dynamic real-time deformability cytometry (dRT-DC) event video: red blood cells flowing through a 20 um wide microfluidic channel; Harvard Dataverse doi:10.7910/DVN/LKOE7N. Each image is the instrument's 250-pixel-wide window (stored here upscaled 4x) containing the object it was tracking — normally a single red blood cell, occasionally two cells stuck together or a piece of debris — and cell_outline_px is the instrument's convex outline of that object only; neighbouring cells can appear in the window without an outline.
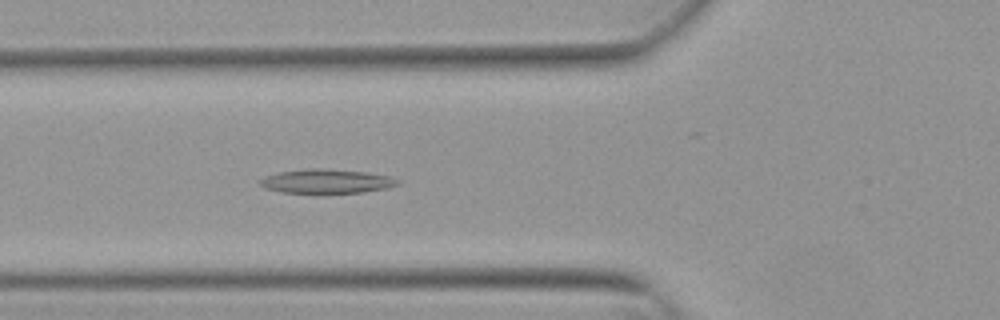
{"species": "Egyptian fruit bat (a non-hibernating species)", "species_latin": "Rousettus aegyptiacus", "temperature_condition": "warm", "stored_images_in_passage": 39, "camera_frame_rate_fps": 3000, "um_per_image_px": 0.085, "animal": {"sex": "female"}, "frame": {"image": 1, "passage_image": 5, "time_ms": 1.333, "image_size_px": [1000, 320], "cell_outline_px": [[400, 184], [388, 188], [364, 192], [280, 192], [264, 188], [260, 184], [260, 180], [264, 176], [280, 172], [304, 168], [324, 168], [364, 172], [392, 176]], "centroid_in_image_um": [27.75, 15.39], "position_along_channel_um": 98.1, "area_um2": 19.19}}
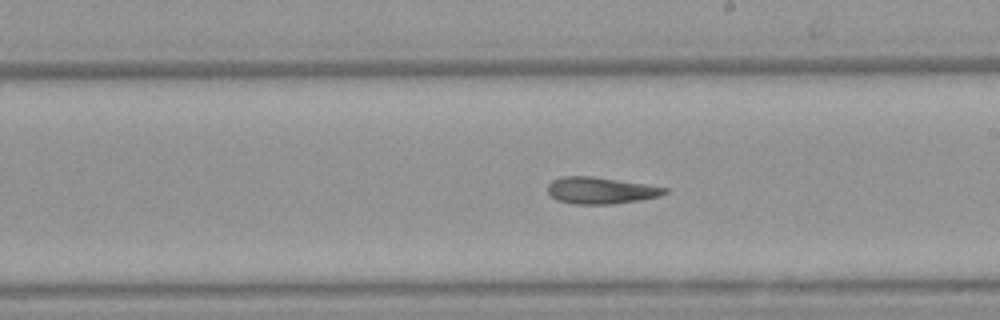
{"frame": {"image": 2, "passage_image": 16, "time_ms": 5.0, "image_size_px": [1000, 320], "cell_outline_px": [[668, 192], [660, 196], [640, 200], [612, 204], [572, 204], [556, 200], [548, 192], [548, 184], [552, 180], [564, 176], [592, 176], [644, 184], [668, 188]], "centroid_in_image_um": [51.04, 16.19], "position_along_channel_um": 238.0, "area_um2": 18.15}}
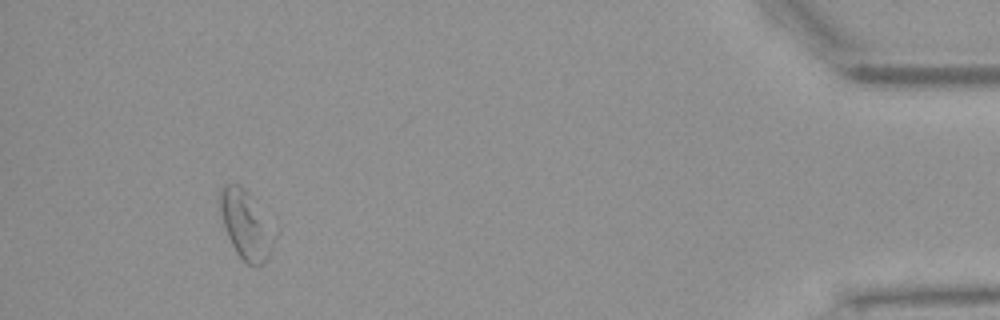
{"frame": {"image": 3, "passage_image": 35, "time_ms": 11.333, "image_size_px": [1000, 320], "cell_outline_px": [[276, 236], [268, 256], [264, 264], [248, 264], [236, 252], [228, 236], [216, 200], [220, 188], [224, 184], [236, 184], [244, 188], [248, 192], [276, 232]], "centroid_in_image_um": [20.87, 19.06], "position_along_channel_um": 414.3, "area_um2": 21.56}, "authors_computed_cell_mechanics": {"area_um2": 18.9006, "velocity_mm_per_s": 3.815, "shape_relaxation_time_tau1_ms": null, "shape_relaxation_time_tau2_ms": 10.9226, "deformation_change_tau1": null, "deformation_change_tau2": 0.2543}}